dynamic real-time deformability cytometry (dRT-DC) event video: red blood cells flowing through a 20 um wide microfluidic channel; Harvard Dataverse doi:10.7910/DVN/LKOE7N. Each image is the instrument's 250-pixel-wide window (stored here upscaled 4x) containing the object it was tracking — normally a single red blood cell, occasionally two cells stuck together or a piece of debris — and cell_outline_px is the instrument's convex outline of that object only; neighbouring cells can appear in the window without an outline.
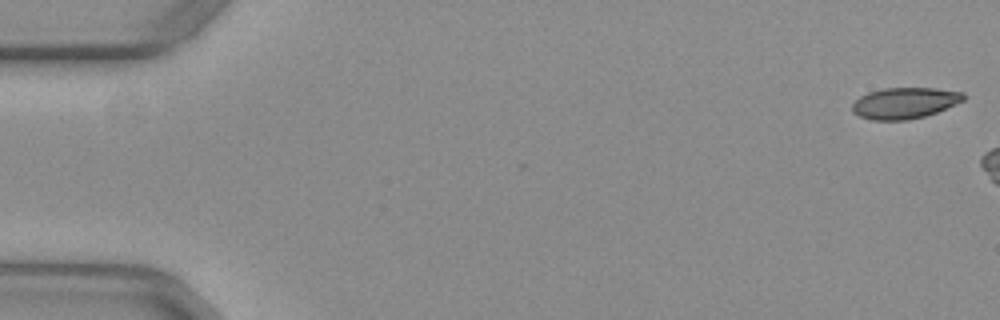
{"species": "common noctule bat (a hibernating species)", "species_latin": "Nyctalus noctula", "temperature_condition": "warm", "stored_images_in_passage": 7, "camera_frame_rate_fps": 3000, "um_per_image_px": 0.085, "animal": {"sex": "female", "body_mass_g": 29.2, "forearm_length_mm": 56.3}, "frame": {"image": 1, "passage_image": 1, "time_ms": 0.0, "image_size_px": [1000, 320], "cell_outline_px": [[964, 100], [936, 112], [924, 116], [908, 120], [872, 120], [860, 116], [852, 112], [852, 104], [860, 96], [868, 92], [884, 88], [936, 88], [964, 92]], "centroid_in_image_um": [76.88, 8.75], "position_along_channel_um": 8.1, "area_um2": 20.11}}